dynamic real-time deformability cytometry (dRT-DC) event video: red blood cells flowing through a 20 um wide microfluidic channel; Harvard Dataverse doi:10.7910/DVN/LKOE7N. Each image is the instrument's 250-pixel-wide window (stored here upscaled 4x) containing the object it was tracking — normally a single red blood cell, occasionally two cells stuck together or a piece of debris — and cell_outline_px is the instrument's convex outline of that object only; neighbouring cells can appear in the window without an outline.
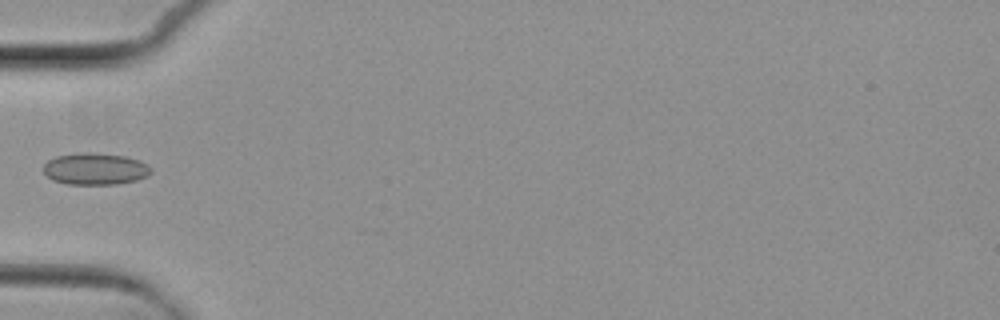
{"species": "common noctule bat (a hibernating species)", "species_latin": "Nyctalus noctula", "temperature_condition": "cold", "stored_images_in_passage": 6, "camera_frame_rate_fps": 3000, "um_per_image_px": 0.085, "animal": {"sex": "female", "body_mass_g": 29.2, "forearm_length_mm": 56.3}, "frame": {"image": 1, "passage_image": 5, "time_ms": 4.667, "image_size_px": [1000, 320], "cell_outline_px": [[152, 172], [148, 176], [136, 180], [116, 184], [68, 184], [52, 180], [44, 172], [44, 164], [48, 160], [56, 156], [80, 152], [92, 152], [124, 156], [140, 160], [148, 164], [152, 168]], "centroid_in_image_um": [8.12, 14.35], "position_along_channel_um": 76.9, "area_um2": 20.06}}
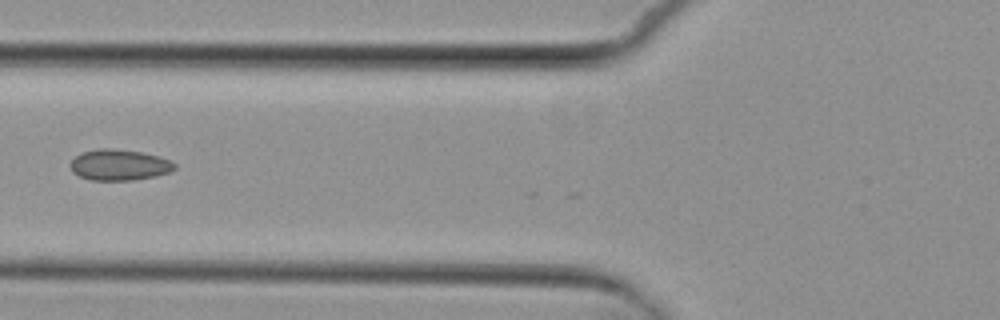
{"frame": {"image": 2, "passage_image": 6, "time_ms": 5.667, "image_size_px": [1000, 320], "cell_outline_px": [[176, 168], [172, 172], [156, 176], [132, 180], [92, 180], [80, 176], [72, 172], [68, 164], [76, 156], [84, 152], [100, 148], [112, 148], [140, 152], [160, 156], [172, 160], [176, 164]], "centroid_in_image_um": [10.17, 14.02], "position_along_channel_um": 115.6, "area_um2": 18.96}}